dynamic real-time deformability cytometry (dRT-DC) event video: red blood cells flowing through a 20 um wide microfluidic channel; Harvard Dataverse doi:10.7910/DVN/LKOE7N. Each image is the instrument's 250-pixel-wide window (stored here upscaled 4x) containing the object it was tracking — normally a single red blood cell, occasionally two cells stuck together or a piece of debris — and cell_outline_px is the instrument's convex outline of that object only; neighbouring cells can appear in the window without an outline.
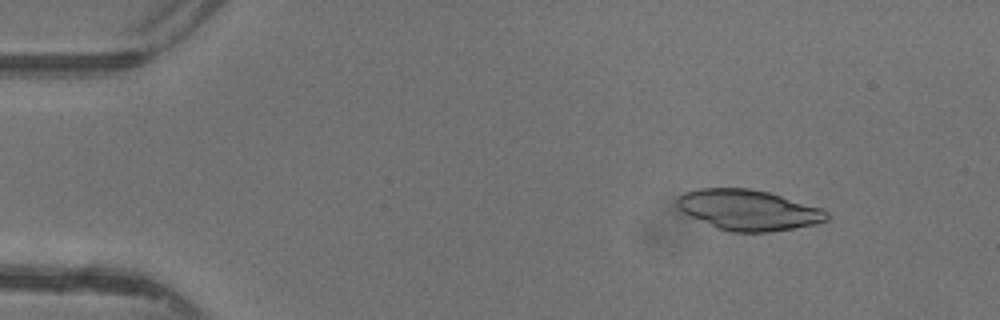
{"species": "common noctule bat (a hibernating species)", "species_latin": "Nyctalus noctula", "temperature_condition": "warm", "stored_images_in_passage": 46, "camera_frame_rate_fps": 3000, "um_per_image_px": 0.085, "animal": {"sex": "female"}, "frame": {"image": 1, "passage_image": 6, "time_ms": 1.667, "image_size_px": [1000, 320], "cell_outline_px": [[828, 220], [816, 224], [768, 232], [728, 232], [716, 228], [684, 212], [676, 204], [676, 200], [684, 192], [700, 188], [748, 188], [768, 192], [824, 208], [828, 212]], "centroid_in_image_um": [63.65, 17.85], "position_along_channel_um": 21.4, "area_um2": 35.26}}